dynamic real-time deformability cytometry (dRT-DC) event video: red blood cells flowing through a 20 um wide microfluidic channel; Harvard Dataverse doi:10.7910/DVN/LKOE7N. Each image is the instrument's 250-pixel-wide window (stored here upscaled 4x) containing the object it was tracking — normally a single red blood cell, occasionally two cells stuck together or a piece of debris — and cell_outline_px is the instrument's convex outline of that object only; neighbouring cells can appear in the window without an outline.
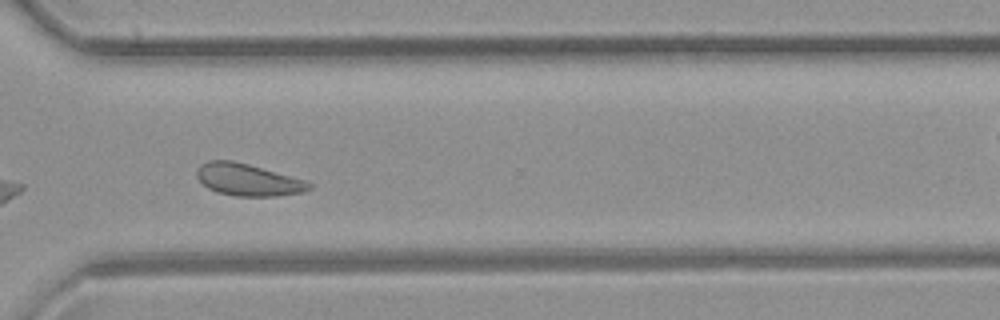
{"species": "common noctule bat (a hibernating species)", "species_latin": "Nyctalus noctula", "temperature_condition": "room temperature", "stored_images_in_passage": 45, "camera_frame_rate_fps": 3000, "um_per_image_px": 0.085, "animal": {"sex": "female", "body_mass_g": 21.9}, "frame": {"image": 1, "passage_image": 32, "time_ms": 10.333, "image_size_px": [1000, 320], "cell_outline_px": [[312, 188], [304, 192], [276, 196], [236, 196], [216, 192], [208, 188], [196, 176], [196, 168], [200, 164], [208, 160], [232, 160], [248, 164], [304, 180], [312, 184]], "centroid_in_image_um": [21.04, 15.28], "position_along_channel_um": 349.6, "area_um2": 20.92}}